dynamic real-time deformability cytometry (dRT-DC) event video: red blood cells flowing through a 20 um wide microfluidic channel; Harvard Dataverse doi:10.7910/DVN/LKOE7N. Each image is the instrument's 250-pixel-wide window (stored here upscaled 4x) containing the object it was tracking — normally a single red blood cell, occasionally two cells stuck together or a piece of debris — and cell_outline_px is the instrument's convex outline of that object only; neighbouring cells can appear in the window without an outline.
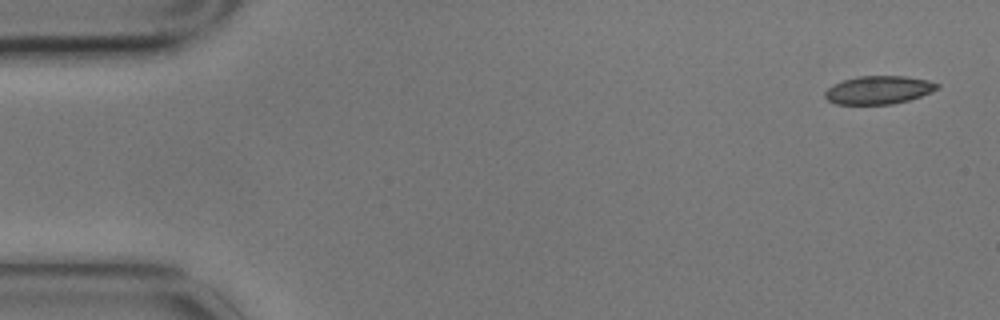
{"species": "common noctule bat (a hibernating species)", "species_latin": "Nyctalus noctula", "temperature_condition": "cold", "stored_images_in_passage": 4, "camera_frame_rate_fps": 3000, "um_per_image_px": 0.085, "animal": {"sex": "male", "body_mass_g": 17.9}, "frame": {"image": 1, "passage_image": 1, "time_ms": 0.0, "image_size_px": [1000, 320], "cell_outline_px": [[940, 88], [932, 92], [908, 100], [892, 104], [836, 104], [828, 100], [824, 96], [824, 92], [832, 84], [856, 76], [904, 76], [928, 80], [940, 84]], "centroid_in_image_um": [74.68, 7.64], "position_along_channel_um": 10.3, "area_um2": 18.5}}
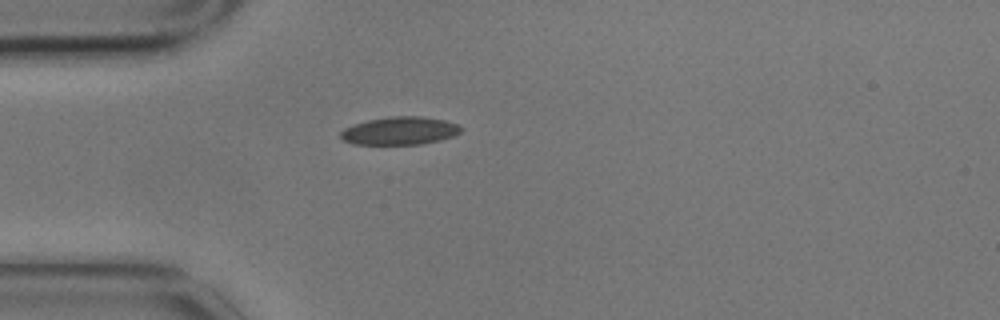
{"frame": {"image": 2, "passage_image": 4, "time_ms": 1.0, "image_size_px": [1000, 320], "cell_outline_px": [[464, 128], [460, 132], [452, 136], [440, 140], [420, 144], [352, 144], [344, 140], [340, 136], [340, 132], [344, 128], [368, 120], [388, 116], [424, 116], [444, 120], [456, 124]], "centroid_in_image_um": [33.99, 11.11], "position_along_channel_um": 51.0, "area_um2": 19.54}}